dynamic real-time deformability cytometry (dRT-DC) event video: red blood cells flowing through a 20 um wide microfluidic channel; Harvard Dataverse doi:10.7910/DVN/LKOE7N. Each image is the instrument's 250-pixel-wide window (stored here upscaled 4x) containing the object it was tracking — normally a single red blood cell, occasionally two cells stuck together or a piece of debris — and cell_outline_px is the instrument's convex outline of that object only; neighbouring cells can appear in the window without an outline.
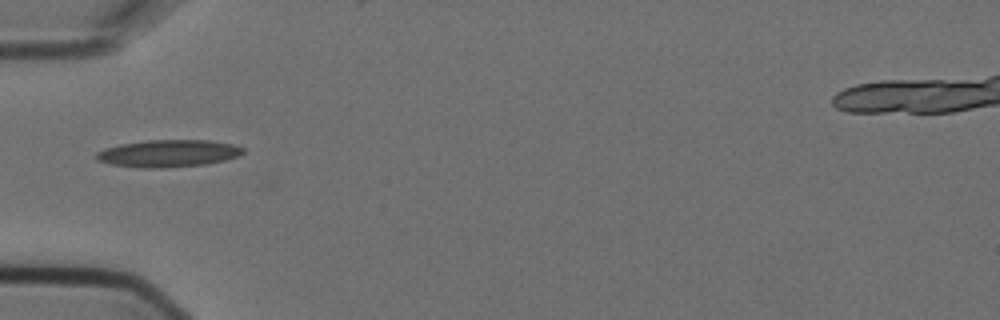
{"species": "Egyptian fruit bat (a non-hibernating species)", "species_latin": "Rousettus aegyptiacus", "temperature_condition": "cold", "stored_images_in_passage": 2, "camera_frame_rate_fps": 3000, "um_per_image_px": 0.085, "animal": {"sex": "female"}, "frame": {"image": 1, "passage_image": 1, "time_ms": 0.0, "image_size_px": [1000, 320], "cell_outline_px": [[244, 152], [236, 156], [224, 160], [204, 164], [164, 168], [136, 168], [112, 164], [96, 160], [96, 152], [104, 148], [120, 144], [144, 140], [212, 140], [232, 144], [244, 148]], "centroid_in_image_um": [14.26, 13.03], "position_along_channel_um": 70.7, "area_um2": 23.35}}